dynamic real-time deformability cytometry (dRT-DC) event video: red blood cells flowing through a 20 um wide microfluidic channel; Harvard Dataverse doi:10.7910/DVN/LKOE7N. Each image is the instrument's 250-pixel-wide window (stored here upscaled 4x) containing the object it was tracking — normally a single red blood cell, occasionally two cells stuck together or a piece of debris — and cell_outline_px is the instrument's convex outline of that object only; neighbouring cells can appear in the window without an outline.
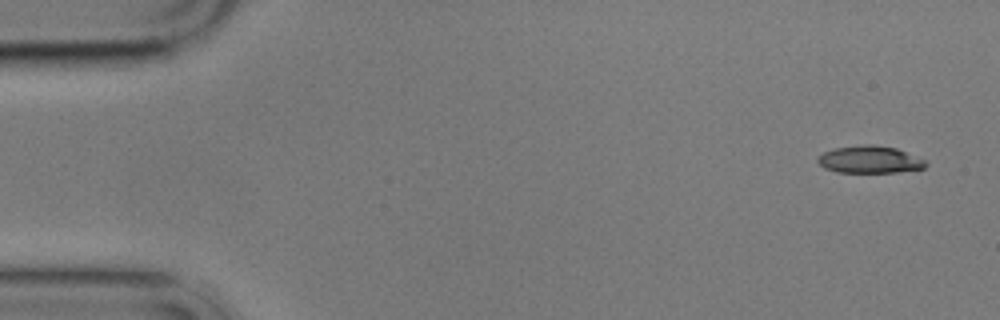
{"species": "common noctule bat (a hibernating species)", "species_latin": "Nyctalus noctula", "temperature_condition": "cold", "stored_images_in_passage": 4, "camera_frame_rate_fps": 3000, "um_per_image_px": 0.085, "animal": {"sex": "male", "body_mass_g": 17.9}, "frame": {"image": 1, "passage_image": 1, "time_ms": 0.0, "image_size_px": [1000, 320], "cell_outline_px": [[928, 164], [924, 168], [896, 172], [836, 172], [824, 168], [816, 160], [824, 152], [832, 148], [864, 144], [872, 144], [896, 148], [928, 160]], "centroid_in_image_um": [73.95, 13.55], "position_along_channel_um": 11.1, "area_um2": 17.28}}